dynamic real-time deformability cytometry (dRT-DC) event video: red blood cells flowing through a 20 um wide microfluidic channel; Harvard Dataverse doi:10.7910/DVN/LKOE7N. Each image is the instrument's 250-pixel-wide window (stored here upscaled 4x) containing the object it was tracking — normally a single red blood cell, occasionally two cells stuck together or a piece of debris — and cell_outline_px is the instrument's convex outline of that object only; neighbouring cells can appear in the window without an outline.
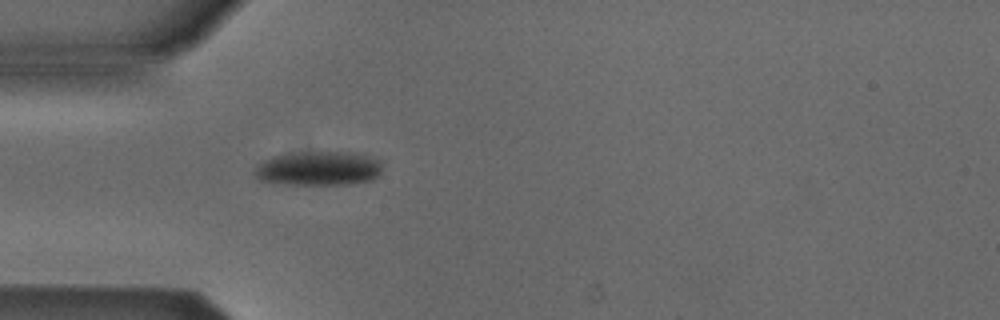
{"species": "Egyptian fruit bat (a non-hibernating species)", "species_latin": "Rousettus aegyptiacus", "temperature_condition": "cold", "stored_images_in_passage": 38, "camera_frame_rate_fps": 3000, "um_per_image_px": 0.085, "animal": {"sex": "male"}, "frame": {"image": 1, "passage_image": 1, "time_ms": 0.0, "image_size_px": [1000, 320], "cell_outline_px": [[380, 172], [372, 180], [348, 184], [288, 184], [264, 180], [256, 176], [256, 168], [264, 160], [272, 156], [300, 152], [352, 152], [368, 156], [380, 160]], "centroid_in_image_um": [27.12, 14.3], "position_along_channel_um": 57.9, "area_um2": 24.97}}
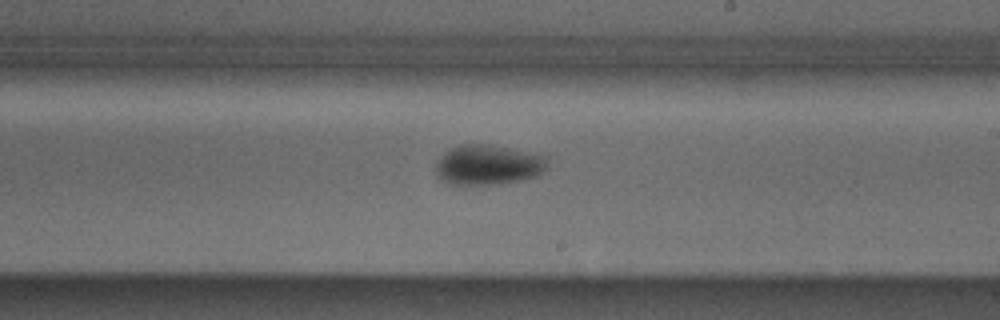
{"frame": {"image": 2, "passage_image": 16, "time_ms": 5.0, "image_size_px": [1000, 320], "cell_outline_px": [[548, 168], [536, 176], [504, 184], [448, 184], [436, 176], [436, 164], [440, 156], [448, 148], [460, 144], [484, 144], [548, 156]], "centroid_in_image_um": [41.47, 14.02], "position_along_channel_um": 247.5, "area_um2": 26.18}}
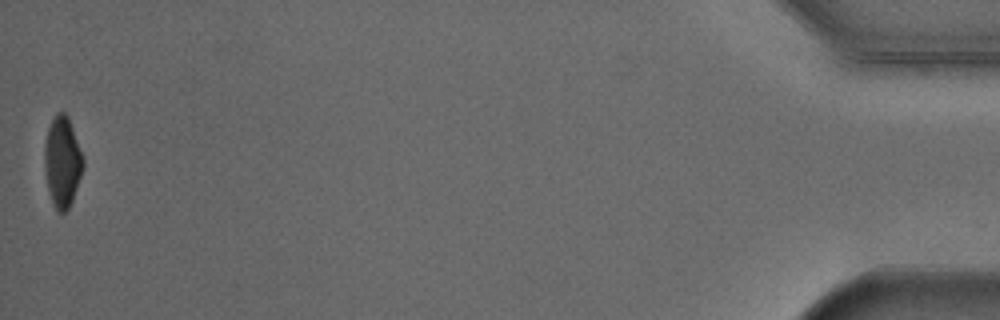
{"frame": {"image": 3, "passage_image": 38, "time_ms": 12.333, "image_size_px": [1000, 320], "cell_outline_px": [[84, 164], [72, 200], [68, 208], [64, 212], [56, 212], [52, 204], [44, 172], [44, 144], [48, 128], [56, 112], [64, 112], [68, 116], [84, 160]], "centroid_in_image_um": [5.27, 13.75], "position_along_channel_um": 429.9, "area_um2": 20.29}, "authors_computed_cell_mechanics": {"area_um2": 24.565, "velocity_mm_per_s": 3.8698, "shape_relaxation_time_tau1_ms": 4.8997, "shape_relaxation_time_tau2_ms": null, "deformation_change_tau1": 0.1176, "deformation_change_tau2": null}}